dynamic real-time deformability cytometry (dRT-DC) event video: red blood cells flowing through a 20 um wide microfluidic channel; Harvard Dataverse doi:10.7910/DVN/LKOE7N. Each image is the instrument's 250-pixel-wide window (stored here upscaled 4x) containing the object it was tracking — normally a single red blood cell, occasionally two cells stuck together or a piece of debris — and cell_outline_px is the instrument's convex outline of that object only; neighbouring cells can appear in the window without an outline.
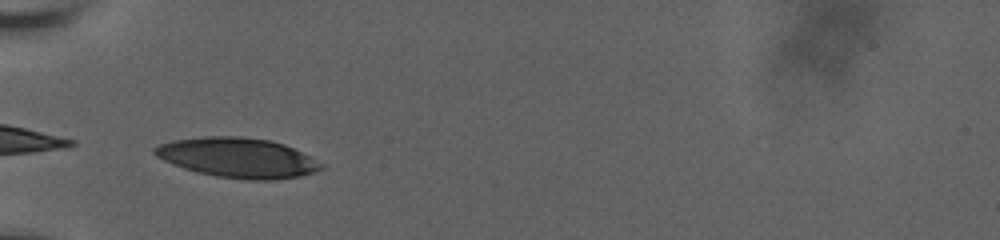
{"species": "human", "species_latin": "Homo sapiens", "temperature_condition": "room temperature", "stored_images_in_passage": 36, "camera_frame_rate_fps": 3000, "um_per_image_px": 0.085, "donor": {"sex": "male"}, "frame": {"image": 1, "passage_image": 1, "time_ms": 0.0, "image_size_px": [1000, 240], "cell_outline_px": [[324, 168], [316, 172], [300, 176], [272, 180], [248, 180], [216, 176], [196, 172], [172, 164], [156, 156], [152, 152], [152, 148], [160, 144], [172, 140], [204, 136], [240, 136], [272, 140], [284, 144], [312, 156], [324, 164]], "centroid_in_image_um": [20.24, 13.4], "position_along_channel_um": 64.8, "area_um2": 39.07}}
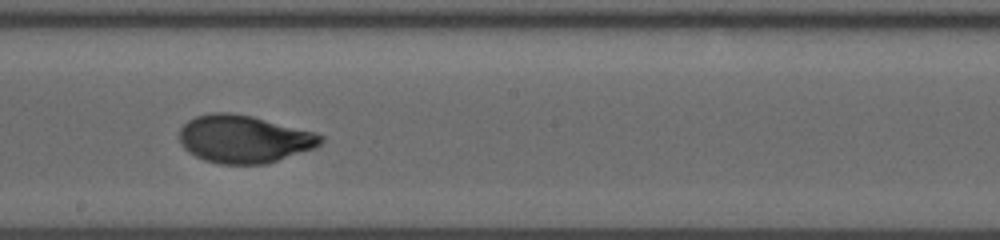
{"frame": {"image": 2, "passage_image": 14, "time_ms": 4.667, "image_size_px": [1000, 240], "cell_outline_px": [[324, 140], [316, 148], [264, 164], [220, 164], [204, 160], [188, 152], [184, 148], [180, 140], [180, 128], [188, 120], [196, 116], [212, 112], [232, 112], [252, 116], [316, 132], [324, 136]], "centroid_in_image_um": [20.75, 11.81], "position_along_channel_um": 227.4, "area_um2": 39.42}}
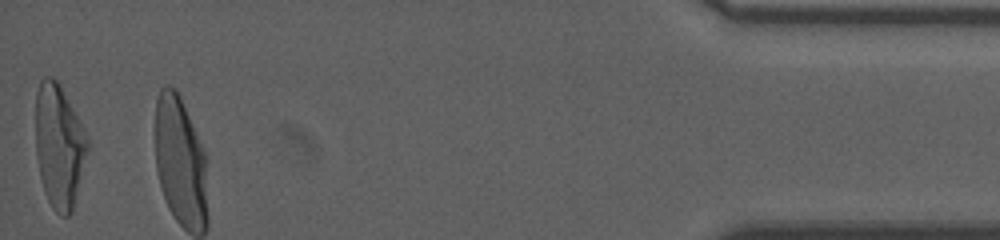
{"frame": {"image": 3, "passage_image": 36, "time_ms": 11.667, "image_size_px": [1000, 240], "cell_outline_px": [[88, 152], [72, 212], [68, 216], [60, 216], [52, 208], [44, 192], [40, 176], [36, 156], [36, 92], [40, 80], [44, 76], [52, 76], [60, 84], [88, 136]], "centroid_in_image_um": [5.02, 12.41], "position_along_channel_um": 430.2, "area_um2": 37.63}, "authors_computed_cell_mechanics": {"area_um2": 39.1017, "velocity_mm_per_s": 3.6298, "shape_relaxation_time_tau1_ms": 5.223, "shape_relaxation_time_tau2_ms": null, "deformation_change_tau1": 0.2096, "deformation_change_tau2": null}}